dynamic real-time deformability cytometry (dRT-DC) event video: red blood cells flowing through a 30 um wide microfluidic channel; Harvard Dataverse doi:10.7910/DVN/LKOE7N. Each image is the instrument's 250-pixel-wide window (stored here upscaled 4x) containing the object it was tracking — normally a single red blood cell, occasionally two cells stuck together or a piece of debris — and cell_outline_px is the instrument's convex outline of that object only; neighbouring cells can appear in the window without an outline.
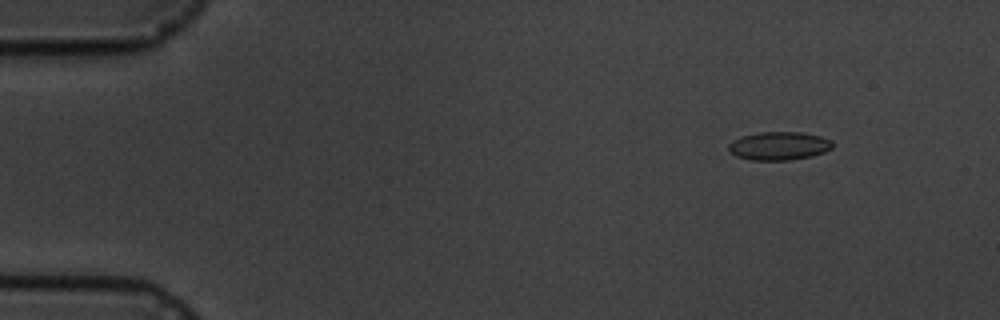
{"species": "common noctule bat (a hibernating species)", "species_latin": "Nyctalus noctula", "temperature_condition": "cold", "stored_images_in_passage": 6, "camera_frame_rate_fps": 3000, "um_per_image_px": 0.085, "animal": {"sex": "male", "body_mass_g": 19.5, "forearm_length_mm": 54.6}, "frame": {"image": 1, "passage_image": 2, "time_ms": 1.333, "image_size_px": [1000, 320], "cell_outline_px": [[832, 148], [824, 152], [792, 160], [752, 160], [736, 156], [728, 152], [728, 144], [732, 140], [740, 136], [760, 132], [800, 132], [820, 136], [832, 140]], "centroid_in_image_um": [66.16, 12.4], "position_along_channel_um": 18.8, "area_um2": 17.22}}
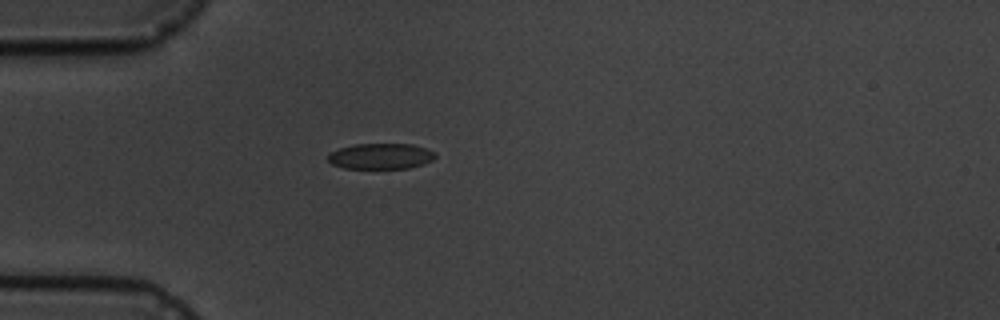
{"frame": {"image": 2, "passage_image": 5, "time_ms": 4.667, "image_size_px": [1000, 320], "cell_outline_px": [[436, 156], [432, 160], [424, 164], [408, 168], [344, 168], [332, 164], [328, 160], [328, 152], [340, 148], [356, 144], [412, 144], [436, 152]], "centroid_in_image_um": [32.36, 13.27], "position_along_channel_um": 52.6, "area_um2": 16.07}}